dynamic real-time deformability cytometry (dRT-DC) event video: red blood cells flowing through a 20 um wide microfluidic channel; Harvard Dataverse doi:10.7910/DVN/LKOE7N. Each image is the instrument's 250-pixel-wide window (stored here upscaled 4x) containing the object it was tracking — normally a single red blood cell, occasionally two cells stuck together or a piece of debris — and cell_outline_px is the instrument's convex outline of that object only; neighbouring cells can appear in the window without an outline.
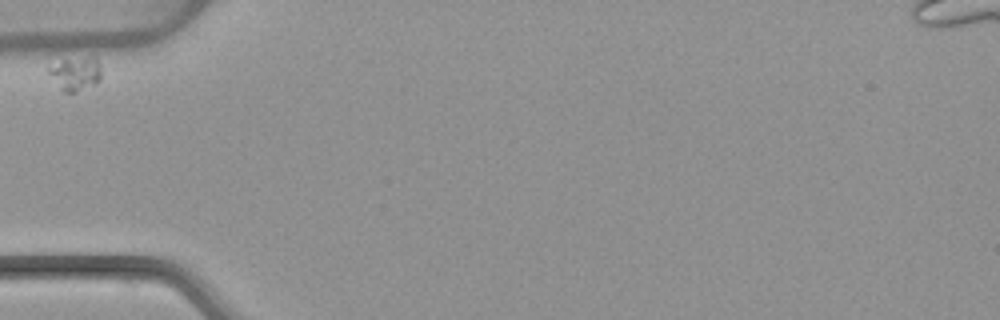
{"species": "common noctule bat (a hibernating species)", "species_latin": "Nyctalus noctula", "temperature_condition": "warm", "stored_images_in_passage": 1, "camera_frame_rate_fps": 3000, "um_per_image_px": 0.085, "animal": {"sex": "female", "body_mass_g": 22.7, "forearm_length_mm": 54.2}, "frame": {"image": 1, "passage_image": 1, "time_ms": 0.0, "image_size_px": [1000, 320], "cell_outline_px": [[100, 80], [96, 84], [76, 92], [64, 92], [60, 88], [48, 72], [48, 68], [64, 60], [92, 56], [100, 64]], "centroid_in_image_um": [6.46, 6.27], "position_along_channel_um": 78.5, "area_um2": 10.0}}